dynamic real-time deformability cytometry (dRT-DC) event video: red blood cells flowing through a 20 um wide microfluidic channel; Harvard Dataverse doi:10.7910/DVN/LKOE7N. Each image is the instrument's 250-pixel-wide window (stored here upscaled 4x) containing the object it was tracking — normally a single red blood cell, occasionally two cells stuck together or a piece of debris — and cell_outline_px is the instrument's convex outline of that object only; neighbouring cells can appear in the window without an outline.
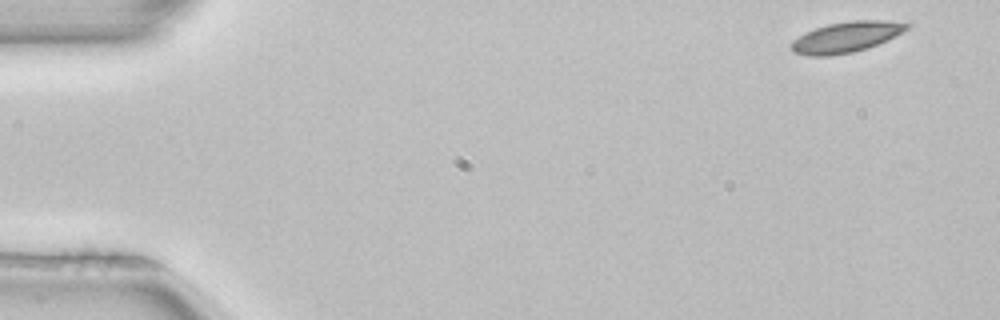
{"species": "common noctule bat (a hibernating species)", "species_latin": "Nyctalus noctula", "temperature_condition": "room temperature", "stored_images_in_passage": 4, "camera_frame_rate_fps": 3000, "um_per_image_px": 0.085, "animal": {"sex": "female", "body_mass_g": 22.7, "forearm_length_mm": 54.2}, "frame": {"image": 1, "passage_image": 1, "time_ms": 0.0, "image_size_px": [1000, 320], "cell_outline_px": [[912, 24], [908, 28], [868, 48], [852, 52], [828, 56], [808, 56], [792, 52], [788, 44], [792, 40], [804, 32], [828, 24], [852, 20], [884, 20]], "centroid_in_image_um": [71.82, 3.15], "position_along_channel_um": 13.2, "area_um2": 20.52}}
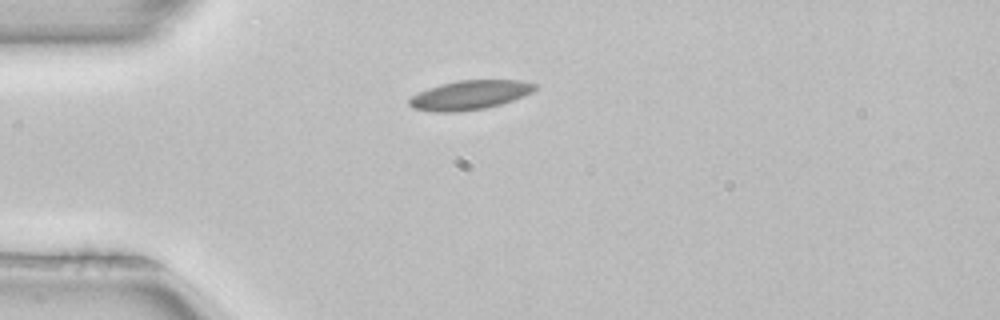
{"frame": {"image": 2, "passage_image": 3, "time_ms": 0.667, "image_size_px": [1000, 320], "cell_outline_px": [[536, 88], [532, 92], [512, 100], [500, 104], [484, 108], [456, 112], [436, 112], [412, 108], [408, 104], [408, 100], [412, 96], [428, 88], [440, 84], [456, 80], [520, 80], [536, 84]], "centroid_in_image_um": [39.9, 8.07], "position_along_channel_um": 45.1, "area_um2": 21.27}}
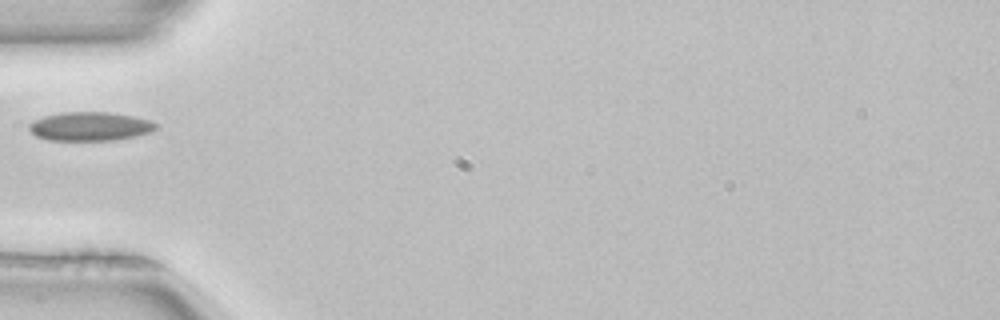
{"frame": {"image": 3, "passage_image": 4, "time_ms": 1.0, "image_size_px": [1000, 320], "cell_outline_px": [[160, 124], [152, 132], [136, 136], [116, 140], [48, 140], [36, 136], [28, 128], [28, 124], [32, 120], [44, 116], [60, 112], [108, 112], [132, 116], [148, 120]], "centroid_in_image_um": [7.64, 10.74], "position_along_channel_um": 77.4, "area_um2": 21.44}}